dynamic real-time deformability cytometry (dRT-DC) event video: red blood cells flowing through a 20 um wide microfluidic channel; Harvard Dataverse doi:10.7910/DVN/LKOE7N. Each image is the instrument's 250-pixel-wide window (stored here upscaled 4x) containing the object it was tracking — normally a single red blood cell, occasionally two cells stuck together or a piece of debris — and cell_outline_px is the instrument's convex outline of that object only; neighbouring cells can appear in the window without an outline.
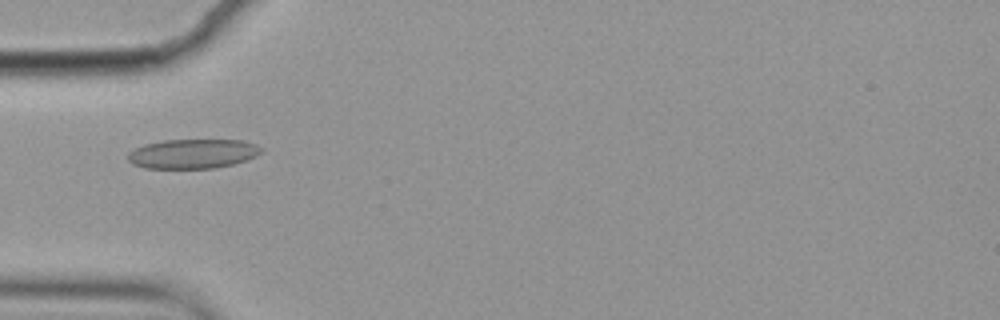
{"species": "common noctule bat (a hibernating species)", "species_latin": "Nyctalus noctula", "temperature_condition": "cold", "stored_images_in_passage": 6, "camera_frame_rate_fps": 3000, "um_per_image_px": 0.085, "animal": {"sex": "female", "body_mass_g": 19.9}, "frame": {"image": 1, "passage_image": 5, "time_ms": 1.333, "image_size_px": [1000, 320], "cell_outline_px": [[264, 148], [256, 156], [232, 164], [212, 168], [144, 168], [132, 164], [128, 160], [128, 152], [144, 144], [164, 140], [244, 140], [256, 144]], "centroid_in_image_um": [16.37, 13.06], "position_along_channel_um": 68.6, "area_um2": 22.83}}
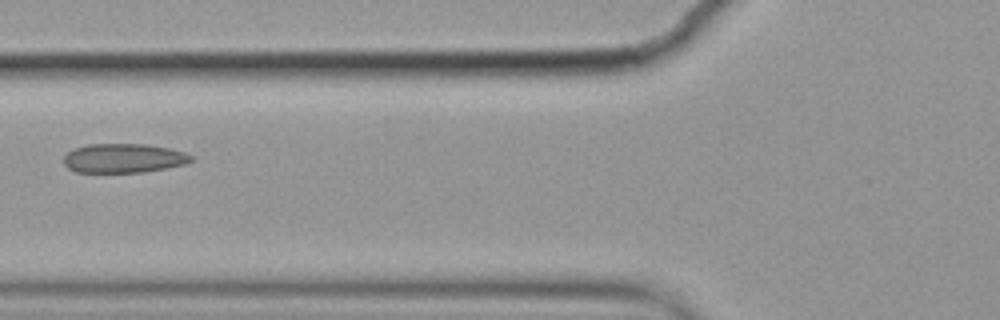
{"frame": {"image": 2, "passage_image": 6, "time_ms": 1.667, "image_size_px": [1000, 320], "cell_outline_px": [[192, 160], [184, 164], [164, 168], [140, 172], [76, 172], [68, 168], [64, 164], [64, 156], [68, 152], [76, 148], [88, 144], [144, 144], [168, 148], [184, 152], [192, 156]], "centroid_in_image_um": [10.47, 13.44], "position_along_channel_um": 115.3, "area_um2": 21.39}}